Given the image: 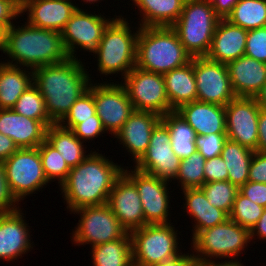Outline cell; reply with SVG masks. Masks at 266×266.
<instances>
[{"instance_id":"31","label":"cell","mask_w":266,"mask_h":266,"mask_svg":"<svg viewBox=\"0 0 266 266\" xmlns=\"http://www.w3.org/2000/svg\"><path fill=\"white\" fill-rule=\"evenodd\" d=\"M161 121L168 127L172 150L181 160L197 152V134L181 115L172 111L162 116Z\"/></svg>"},{"instance_id":"23","label":"cell","mask_w":266,"mask_h":266,"mask_svg":"<svg viewBox=\"0 0 266 266\" xmlns=\"http://www.w3.org/2000/svg\"><path fill=\"white\" fill-rule=\"evenodd\" d=\"M197 135L226 134L225 106L193 101L175 110Z\"/></svg>"},{"instance_id":"49","label":"cell","mask_w":266,"mask_h":266,"mask_svg":"<svg viewBox=\"0 0 266 266\" xmlns=\"http://www.w3.org/2000/svg\"><path fill=\"white\" fill-rule=\"evenodd\" d=\"M214 12L221 18L226 19L232 12L239 0H209Z\"/></svg>"},{"instance_id":"13","label":"cell","mask_w":266,"mask_h":266,"mask_svg":"<svg viewBox=\"0 0 266 266\" xmlns=\"http://www.w3.org/2000/svg\"><path fill=\"white\" fill-rule=\"evenodd\" d=\"M180 162L172 150L169 129L160 121L152 130L149 146L135 168L169 182L176 178Z\"/></svg>"},{"instance_id":"48","label":"cell","mask_w":266,"mask_h":266,"mask_svg":"<svg viewBox=\"0 0 266 266\" xmlns=\"http://www.w3.org/2000/svg\"><path fill=\"white\" fill-rule=\"evenodd\" d=\"M248 181L266 184V154L254 152L250 162Z\"/></svg>"},{"instance_id":"52","label":"cell","mask_w":266,"mask_h":266,"mask_svg":"<svg viewBox=\"0 0 266 266\" xmlns=\"http://www.w3.org/2000/svg\"><path fill=\"white\" fill-rule=\"evenodd\" d=\"M194 252L193 254H180L172 259L163 261L162 263L151 265V266H194L195 259H194Z\"/></svg>"},{"instance_id":"7","label":"cell","mask_w":266,"mask_h":266,"mask_svg":"<svg viewBox=\"0 0 266 266\" xmlns=\"http://www.w3.org/2000/svg\"><path fill=\"white\" fill-rule=\"evenodd\" d=\"M172 223L147 224L130 232L134 266H151L179 256Z\"/></svg>"},{"instance_id":"37","label":"cell","mask_w":266,"mask_h":266,"mask_svg":"<svg viewBox=\"0 0 266 266\" xmlns=\"http://www.w3.org/2000/svg\"><path fill=\"white\" fill-rule=\"evenodd\" d=\"M200 189L204 192L211 206L225 211L228 215L231 212L235 197L239 188L227 181H216L204 183Z\"/></svg>"},{"instance_id":"40","label":"cell","mask_w":266,"mask_h":266,"mask_svg":"<svg viewBox=\"0 0 266 266\" xmlns=\"http://www.w3.org/2000/svg\"><path fill=\"white\" fill-rule=\"evenodd\" d=\"M95 114L96 109L94 105L93 83L91 82L88 90L76 100L71 106L69 113L59 124L64 128L72 130L83 120L94 119Z\"/></svg>"},{"instance_id":"43","label":"cell","mask_w":266,"mask_h":266,"mask_svg":"<svg viewBox=\"0 0 266 266\" xmlns=\"http://www.w3.org/2000/svg\"><path fill=\"white\" fill-rule=\"evenodd\" d=\"M72 131L75 136L84 142L89 139L93 140L94 138H97L105 133L106 130L98 115L95 114L94 119L83 120L81 123H78Z\"/></svg>"},{"instance_id":"50","label":"cell","mask_w":266,"mask_h":266,"mask_svg":"<svg viewBox=\"0 0 266 266\" xmlns=\"http://www.w3.org/2000/svg\"><path fill=\"white\" fill-rule=\"evenodd\" d=\"M257 152L266 154V110L260 108L258 118V144Z\"/></svg>"},{"instance_id":"16","label":"cell","mask_w":266,"mask_h":266,"mask_svg":"<svg viewBox=\"0 0 266 266\" xmlns=\"http://www.w3.org/2000/svg\"><path fill=\"white\" fill-rule=\"evenodd\" d=\"M93 96L96 114L103 127L116 135L135 111L125 88L121 83H93Z\"/></svg>"},{"instance_id":"26","label":"cell","mask_w":266,"mask_h":266,"mask_svg":"<svg viewBox=\"0 0 266 266\" xmlns=\"http://www.w3.org/2000/svg\"><path fill=\"white\" fill-rule=\"evenodd\" d=\"M170 107L175 111L181 105L197 100L194 57L186 65L163 74Z\"/></svg>"},{"instance_id":"4","label":"cell","mask_w":266,"mask_h":266,"mask_svg":"<svg viewBox=\"0 0 266 266\" xmlns=\"http://www.w3.org/2000/svg\"><path fill=\"white\" fill-rule=\"evenodd\" d=\"M191 59L172 27H139L136 67L164 74L186 65Z\"/></svg>"},{"instance_id":"3","label":"cell","mask_w":266,"mask_h":266,"mask_svg":"<svg viewBox=\"0 0 266 266\" xmlns=\"http://www.w3.org/2000/svg\"><path fill=\"white\" fill-rule=\"evenodd\" d=\"M3 53L12 60L3 63L20 65L27 70L61 63L69 58L60 32L37 28L27 22L21 27L13 24L5 31Z\"/></svg>"},{"instance_id":"34","label":"cell","mask_w":266,"mask_h":266,"mask_svg":"<svg viewBox=\"0 0 266 266\" xmlns=\"http://www.w3.org/2000/svg\"><path fill=\"white\" fill-rule=\"evenodd\" d=\"M226 20L247 31L265 27L266 0H239Z\"/></svg>"},{"instance_id":"56","label":"cell","mask_w":266,"mask_h":266,"mask_svg":"<svg viewBox=\"0 0 266 266\" xmlns=\"http://www.w3.org/2000/svg\"><path fill=\"white\" fill-rule=\"evenodd\" d=\"M5 31L0 27V50H4Z\"/></svg>"},{"instance_id":"51","label":"cell","mask_w":266,"mask_h":266,"mask_svg":"<svg viewBox=\"0 0 266 266\" xmlns=\"http://www.w3.org/2000/svg\"><path fill=\"white\" fill-rule=\"evenodd\" d=\"M18 149V146L10 137L0 133V162H4Z\"/></svg>"},{"instance_id":"11","label":"cell","mask_w":266,"mask_h":266,"mask_svg":"<svg viewBox=\"0 0 266 266\" xmlns=\"http://www.w3.org/2000/svg\"><path fill=\"white\" fill-rule=\"evenodd\" d=\"M73 213H80L79 223L72 233V241L77 246L80 244L97 246L122 238L128 233L107 203L83 207Z\"/></svg>"},{"instance_id":"15","label":"cell","mask_w":266,"mask_h":266,"mask_svg":"<svg viewBox=\"0 0 266 266\" xmlns=\"http://www.w3.org/2000/svg\"><path fill=\"white\" fill-rule=\"evenodd\" d=\"M131 172V173H130ZM123 173L135 184L141 199L147 224H166L169 213L168 183L155 175L140 171L123 169Z\"/></svg>"},{"instance_id":"19","label":"cell","mask_w":266,"mask_h":266,"mask_svg":"<svg viewBox=\"0 0 266 266\" xmlns=\"http://www.w3.org/2000/svg\"><path fill=\"white\" fill-rule=\"evenodd\" d=\"M77 9L81 8L71 0H21V13L28 12V24L60 33Z\"/></svg>"},{"instance_id":"18","label":"cell","mask_w":266,"mask_h":266,"mask_svg":"<svg viewBox=\"0 0 266 266\" xmlns=\"http://www.w3.org/2000/svg\"><path fill=\"white\" fill-rule=\"evenodd\" d=\"M107 204L127 232L146 225L138 190L124 173L116 179Z\"/></svg>"},{"instance_id":"30","label":"cell","mask_w":266,"mask_h":266,"mask_svg":"<svg viewBox=\"0 0 266 266\" xmlns=\"http://www.w3.org/2000/svg\"><path fill=\"white\" fill-rule=\"evenodd\" d=\"M45 140L61 153L70 169L80 164L89 155V153L86 155L83 141L75 136L72 130L60 124H52L47 128Z\"/></svg>"},{"instance_id":"2","label":"cell","mask_w":266,"mask_h":266,"mask_svg":"<svg viewBox=\"0 0 266 266\" xmlns=\"http://www.w3.org/2000/svg\"><path fill=\"white\" fill-rule=\"evenodd\" d=\"M123 169L102 153L91 151L80 164L70 169L67 179L59 185L67 209L73 212L87 206L106 204Z\"/></svg>"},{"instance_id":"27","label":"cell","mask_w":266,"mask_h":266,"mask_svg":"<svg viewBox=\"0 0 266 266\" xmlns=\"http://www.w3.org/2000/svg\"><path fill=\"white\" fill-rule=\"evenodd\" d=\"M186 212L194 217L196 225L193 227V238L205 229L214 227L229 219V215L211 206L204 192L200 188L183 189Z\"/></svg>"},{"instance_id":"28","label":"cell","mask_w":266,"mask_h":266,"mask_svg":"<svg viewBox=\"0 0 266 266\" xmlns=\"http://www.w3.org/2000/svg\"><path fill=\"white\" fill-rule=\"evenodd\" d=\"M143 18L140 27H171L182 14L186 0H132Z\"/></svg>"},{"instance_id":"57","label":"cell","mask_w":266,"mask_h":266,"mask_svg":"<svg viewBox=\"0 0 266 266\" xmlns=\"http://www.w3.org/2000/svg\"><path fill=\"white\" fill-rule=\"evenodd\" d=\"M84 2H86V3H90V4H92L93 2H98L99 0H83ZM92 2V3H91Z\"/></svg>"},{"instance_id":"25","label":"cell","mask_w":266,"mask_h":266,"mask_svg":"<svg viewBox=\"0 0 266 266\" xmlns=\"http://www.w3.org/2000/svg\"><path fill=\"white\" fill-rule=\"evenodd\" d=\"M237 97H255L266 83V63L241 56L226 64Z\"/></svg>"},{"instance_id":"9","label":"cell","mask_w":266,"mask_h":266,"mask_svg":"<svg viewBox=\"0 0 266 266\" xmlns=\"http://www.w3.org/2000/svg\"><path fill=\"white\" fill-rule=\"evenodd\" d=\"M3 164L9 189L18 202L49 183L38 147L19 148Z\"/></svg>"},{"instance_id":"41","label":"cell","mask_w":266,"mask_h":266,"mask_svg":"<svg viewBox=\"0 0 266 266\" xmlns=\"http://www.w3.org/2000/svg\"><path fill=\"white\" fill-rule=\"evenodd\" d=\"M245 56L266 63V26L247 31Z\"/></svg>"},{"instance_id":"32","label":"cell","mask_w":266,"mask_h":266,"mask_svg":"<svg viewBox=\"0 0 266 266\" xmlns=\"http://www.w3.org/2000/svg\"><path fill=\"white\" fill-rule=\"evenodd\" d=\"M254 151L240 145L238 142L227 139L224 143L221 157L228 170L227 180L238 188L248 181L250 162Z\"/></svg>"},{"instance_id":"22","label":"cell","mask_w":266,"mask_h":266,"mask_svg":"<svg viewBox=\"0 0 266 266\" xmlns=\"http://www.w3.org/2000/svg\"><path fill=\"white\" fill-rule=\"evenodd\" d=\"M47 127L13 109H0V133L10 137L18 148L38 147L46 138Z\"/></svg>"},{"instance_id":"45","label":"cell","mask_w":266,"mask_h":266,"mask_svg":"<svg viewBox=\"0 0 266 266\" xmlns=\"http://www.w3.org/2000/svg\"><path fill=\"white\" fill-rule=\"evenodd\" d=\"M17 206L18 201L12 195L8 186L4 164L0 162V213L18 210L19 206Z\"/></svg>"},{"instance_id":"21","label":"cell","mask_w":266,"mask_h":266,"mask_svg":"<svg viewBox=\"0 0 266 266\" xmlns=\"http://www.w3.org/2000/svg\"><path fill=\"white\" fill-rule=\"evenodd\" d=\"M161 121V116L150 111L135 110L114 136L134 157L135 163L146 152L152 130Z\"/></svg>"},{"instance_id":"1","label":"cell","mask_w":266,"mask_h":266,"mask_svg":"<svg viewBox=\"0 0 266 266\" xmlns=\"http://www.w3.org/2000/svg\"><path fill=\"white\" fill-rule=\"evenodd\" d=\"M90 80L89 73L77 58L33 70V84L45 99L48 116L54 124H59L88 90Z\"/></svg>"},{"instance_id":"47","label":"cell","mask_w":266,"mask_h":266,"mask_svg":"<svg viewBox=\"0 0 266 266\" xmlns=\"http://www.w3.org/2000/svg\"><path fill=\"white\" fill-rule=\"evenodd\" d=\"M239 192L255 204L266 208V184L247 181L239 187Z\"/></svg>"},{"instance_id":"36","label":"cell","mask_w":266,"mask_h":266,"mask_svg":"<svg viewBox=\"0 0 266 266\" xmlns=\"http://www.w3.org/2000/svg\"><path fill=\"white\" fill-rule=\"evenodd\" d=\"M39 154L42 161L44 174L48 181L58 179L60 185L67 179L70 172L61 153L44 140L39 146Z\"/></svg>"},{"instance_id":"20","label":"cell","mask_w":266,"mask_h":266,"mask_svg":"<svg viewBox=\"0 0 266 266\" xmlns=\"http://www.w3.org/2000/svg\"><path fill=\"white\" fill-rule=\"evenodd\" d=\"M21 209L0 213V259L14 261L33 249Z\"/></svg>"},{"instance_id":"54","label":"cell","mask_w":266,"mask_h":266,"mask_svg":"<svg viewBox=\"0 0 266 266\" xmlns=\"http://www.w3.org/2000/svg\"><path fill=\"white\" fill-rule=\"evenodd\" d=\"M194 266H243L239 261L238 258L235 260H230V261H224L223 263H216L215 261L212 260H195Z\"/></svg>"},{"instance_id":"33","label":"cell","mask_w":266,"mask_h":266,"mask_svg":"<svg viewBox=\"0 0 266 266\" xmlns=\"http://www.w3.org/2000/svg\"><path fill=\"white\" fill-rule=\"evenodd\" d=\"M91 248L94 266H134L129 232L122 238Z\"/></svg>"},{"instance_id":"8","label":"cell","mask_w":266,"mask_h":266,"mask_svg":"<svg viewBox=\"0 0 266 266\" xmlns=\"http://www.w3.org/2000/svg\"><path fill=\"white\" fill-rule=\"evenodd\" d=\"M195 260L238 257L251 242L250 230L230 218L214 227L200 231L192 238ZM202 254V255H201ZM204 256V257H203ZM209 257V258H208ZM215 257V258H214Z\"/></svg>"},{"instance_id":"44","label":"cell","mask_w":266,"mask_h":266,"mask_svg":"<svg viewBox=\"0 0 266 266\" xmlns=\"http://www.w3.org/2000/svg\"><path fill=\"white\" fill-rule=\"evenodd\" d=\"M205 183L227 181L228 170L221 156L207 159L204 165Z\"/></svg>"},{"instance_id":"42","label":"cell","mask_w":266,"mask_h":266,"mask_svg":"<svg viewBox=\"0 0 266 266\" xmlns=\"http://www.w3.org/2000/svg\"><path fill=\"white\" fill-rule=\"evenodd\" d=\"M227 139L226 134L197 135L195 144L197 151L207 160L221 155Z\"/></svg>"},{"instance_id":"46","label":"cell","mask_w":266,"mask_h":266,"mask_svg":"<svg viewBox=\"0 0 266 266\" xmlns=\"http://www.w3.org/2000/svg\"><path fill=\"white\" fill-rule=\"evenodd\" d=\"M20 14L21 0H0V27L4 31L13 25L12 21Z\"/></svg>"},{"instance_id":"17","label":"cell","mask_w":266,"mask_h":266,"mask_svg":"<svg viewBox=\"0 0 266 266\" xmlns=\"http://www.w3.org/2000/svg\"><path fill=\"white\" fill-rule=\"evenodd\" d=\"M113 19H106L103 15L88 14L83 9H77L61 32L63 45L69 58L76 59L75 46L94 53L105 28Z\"/></svg>"},{"instance_id":"39","label":"cell","mask_w":266,"mask_h":266,"mask_svg":"<svg viewBox=\"0 0 266 266\" xmlns=\"http://www.w3.org/2000/svg\"><path fill=\"white\" fill-rule=\"evenodd\" d=\"M263 210L264 207L255 204L238 191L229 218L251 230L262 216Z\"/></svg>"},{"instance_id":"24","label":"cell","mask_w":266,"mask_h":266,"mask_svg":"<svg viewBox=\"0 0 266 266\" xmlns=\"http://www.w3.org/2000/svg\"><path fill=\"white\" fill-rule=\"evenodd\" d=\"M247 30L220 19L205 57L227 64L245 55Z\"/></svg>"},{"instance_id":"10","label":"cell","mask_w":266,"mask_h":266,"mask_svg":"<svg viewBox=\"0 0 266 266\" xmlns=\"http://www.w3.org/2000/svg\"><path fill=\"white\" fill-rule=\"evenodd\" d=\"M124 78L123 84L134 109L150 111L164 116L174 111L170 107L163 74L134 67Z\"/></svg>"},{"instance_id":"5","label":"cell","mask_w":266,"mask_h":266,"mask_svg":"<svg viewBox=\"0 0 266 266\" xmlns=\"http://www.w3.org/2000/svg\"><path fill=\"white\" fill-rule=\"evenodd\" d=\"M124 17H115L105 28L97 50L98 70L111 75L121 72L126 76L136 66L138 31H131Z\"/></svg>"},{"instance_id":"38","label":"cell","mask_w":266,"mask_h":266,"mask_svg":"<svg viewBox=\"0 0 266 266\" xmlns=\"http://www.w3.org/2000/svg\"><path fill=\"white\" fill-rule=\"evenodd\" d=\"M206 159L197 151L180 162L175 179L179 180L181 189L200 188L205 183L204 165Z\"/></svg>"},{"instance_id":"55","label":"cell","mask_w":266,"mask_h":266,"mask_svg":"<svg viewBox=\"0 0 266 266\" xmlns=\"http://www.w3.org/2000/svg\"><path fill=\"white\" fill-rule=\"evenodd\" d=\"M260 108L266 110V83L262 87L261 91L255 96Z\"/></svg>"},{"instance_id":"35","label":"cell","mask_w":266,"mask_h":266,"mask_svg":"<svg viewBox=\"0 0 266 266\" xmlns=\"http://www.w3.org/2000/svg\"><path fill=\"white\" fill-rule=\"evenodd\" d=\"M12 109L27 118L41 121L47 128L54 124L48 116L45 99L34 84L21 94Z\"/></svg>"},{"instance_id":"53","label":"cell","mask_w":266,"mask_h":266,"mask_svg":"<svg viewBox=\"0 0 266 266\" xmlns=\"http://www.w3.org/2000/svg\"><path fill=\"white\" fill-rule=\"evenodd\" d=\"M259 236L258 238L266 239V208H264L262 216L259 218L258 222L254 225V227L250 230V239L253 237Z\"/></svg>"},{"instance_id":"29","label":"cell","mask_w":266,"mask_h":266,"mask_svg":"<svg viewBox=\"0 0 266 266\" xmlns=\"http://www.w3.org/2000/svg\"><path fill=\"white\" fill-rule=\"evenodd\" d=\"M24 69L0 63V109H12L21 94L33 84V70Z\"/></svg>"},{"instance_id":"6","label":"cell","mask_w":266,"mask_h":266,"mask_svg":"<svg viewBox=\"0 0 266 266\" xmlns=\"http://www.w3.org/2000/svg\"><path fill=\"white\" fill-rule=\"evenodd\" d=\"M220 19L209 0H186L182 14L171 27L192 57H203Z\"/></svg>"},{"instance_id":"12","label":"cell","mask_w":266,"mask_h":266,"mask_svg":"<svg viewBox=\"0 0 266 266\" xmlns=\"http://www.w3.org/2000/svg\"><path fill=\"white\" fill-rule=\"evenodd\" d=\"M197 101L226 106L236 98L226 64L194 57Z\"/></svg>"},{"instance_id":"14","label":"cell","mask_w":266,"mask_h":266,"mask_svg":"<svg viewBox=\"0 0 266 266\" xmlns=\"http://www.w3.org/2000/svg\"><path fill=\"white\" fill-rule=\"evenodd\" d=\"M227 138L257 152L260 106L255 97H236L225 106Z\"/></svg>"}]
</instances>
